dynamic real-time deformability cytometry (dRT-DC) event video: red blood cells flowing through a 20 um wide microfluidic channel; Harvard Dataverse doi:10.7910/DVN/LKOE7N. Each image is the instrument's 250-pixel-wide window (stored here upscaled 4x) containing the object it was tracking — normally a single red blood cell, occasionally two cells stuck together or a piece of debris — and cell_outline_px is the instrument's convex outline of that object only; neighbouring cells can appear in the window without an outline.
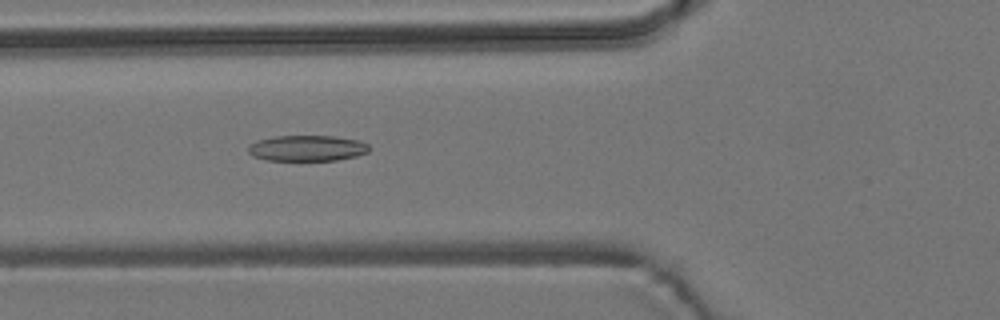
{"species": "common noctule bat (a hibernating species)", "species_latin": "Nyctalus noctula", "temperature_condition": "room temperature", "stored_images_in_passage": 6, "camera_frame_rate_fps": 3000, "um_per_image_px": 0.085, "animal": {"sex": "male", "body_mass_g": 19.2, "forearm_length_mm": 51.8}, "frame": {"image": 1, "passage_image": 6, "time_ms": 5.667, "image_size_px": [1000, 320], "cell_outline_px": [[368, 152], [356, 156], [336, 160], [268, 160], [252, 156], [248, 152], [248, 144], [256, 140], [276, 136], [332, 136], [360, 140], [368, 144]], "centroid_in_image_um": [26.07, 12.59], "position_along_channel_um": 99.7, "area_um2": 18.21}}